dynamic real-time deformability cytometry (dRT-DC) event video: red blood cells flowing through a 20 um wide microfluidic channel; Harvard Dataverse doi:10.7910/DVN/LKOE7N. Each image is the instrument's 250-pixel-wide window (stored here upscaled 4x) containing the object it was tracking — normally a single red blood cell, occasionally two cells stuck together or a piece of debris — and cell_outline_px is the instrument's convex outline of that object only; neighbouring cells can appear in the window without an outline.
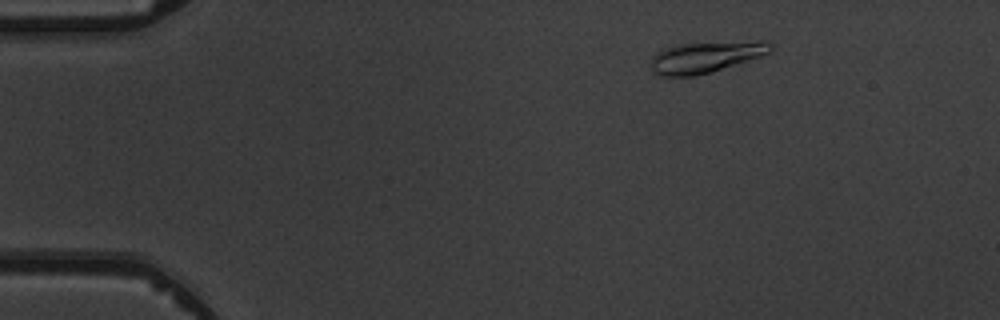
{"species": "common noctule bat (a hibernating species)", "species_latin": "Nyctalus noctula", "temperature_condition": "warm", "stored_images_in_passage": 5, "camera_frame_rate_fps": 3000, "um_per_image_px": 0.085, "animal": {"sex": "male", "body_mass_g": 19.5, "forearm_length_mm": 54.6}, "frame": {"image": 1, "passage_image": 2, "time_ms": 1.333, "image_size_px": [1000, 320], "cell_outline_px": [[776, 48], [772, 52], [712, 72], [696, 76], [660, 76], [652, 72], [652, 56], [656, 52], [664, 48], [680, 44], [760, 40], [768, 40], [776, 44]], "centroid_in_image_um": [60.06, 4.83], "position_along_channel_um": 24.9, "area_um2": 22.14}}